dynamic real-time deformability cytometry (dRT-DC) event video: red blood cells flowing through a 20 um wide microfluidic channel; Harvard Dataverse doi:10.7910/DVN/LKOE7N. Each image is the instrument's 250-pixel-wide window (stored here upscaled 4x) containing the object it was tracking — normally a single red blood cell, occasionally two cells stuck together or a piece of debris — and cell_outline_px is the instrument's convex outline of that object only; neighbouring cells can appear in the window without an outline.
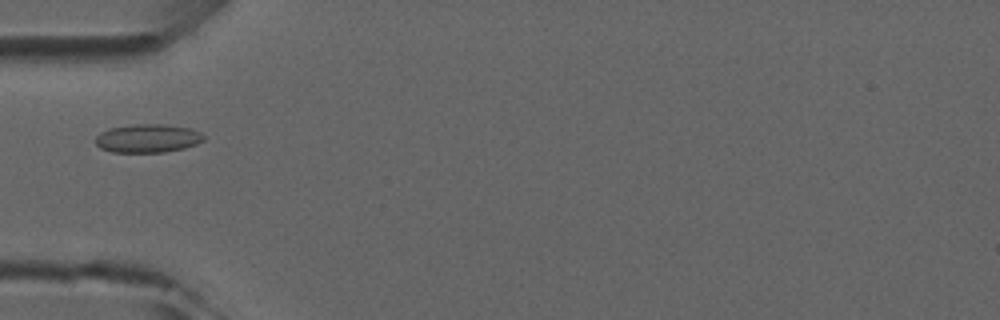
{"species": "common noctule bat (a hibernating species)", "species_latin": "Nyctalus noctula", "temperature_condition": "room temperature", "stored_images_in_passage": 5, "camera_frame_rate_fps": 3000, "um_per_image_px": 0.085, "animal": {"sex": "male", "forearm_length_mm": 52.5}, "frame": {"image": 1, "passage_image": 4, "time_ms": 3.667, "image_size_px": [1000, 320], "cell_outline_px": [[204, 140], [196, 144], [184, 148], [164, 152], [112, 152], [100, 148], [96, 144], [96, 136], [100, 132], [108, 128], [136, 124], [160, 124], [188, 128], [200, 132], [204, 136]], "centroid_in_image_um": [12.53, 11.76], "position_along_channel_um": 72.5, "area_um2": 17.86}}
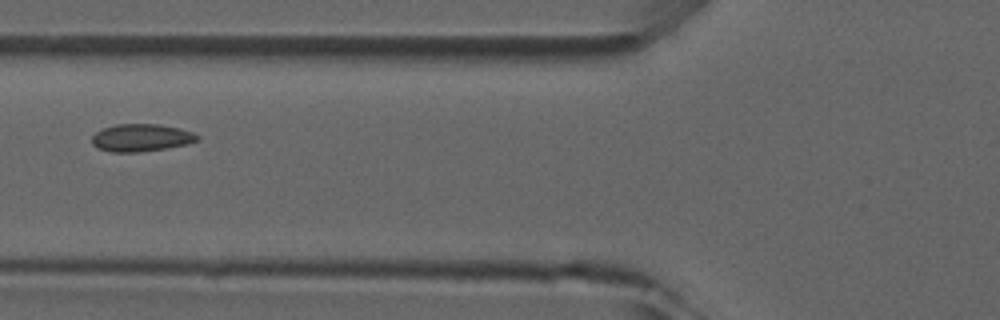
{"frame": {"image": 2, "passage_image": 5, "time_ms": 4.667, "image_size_px": [1000, 320], "cell_outline_px": [[200, 140], [188, 144], [140, 152], [108, 152], [92, 144], [92, 136], [96, 132], [104, 128], [116, 124], [160, 124], [180, 128], [192, 132], [200, 136]], "centroid_in_image_um": [12.03, 11.7], "position_along_channel_um": 113.8, "area_um2": 16.94}}